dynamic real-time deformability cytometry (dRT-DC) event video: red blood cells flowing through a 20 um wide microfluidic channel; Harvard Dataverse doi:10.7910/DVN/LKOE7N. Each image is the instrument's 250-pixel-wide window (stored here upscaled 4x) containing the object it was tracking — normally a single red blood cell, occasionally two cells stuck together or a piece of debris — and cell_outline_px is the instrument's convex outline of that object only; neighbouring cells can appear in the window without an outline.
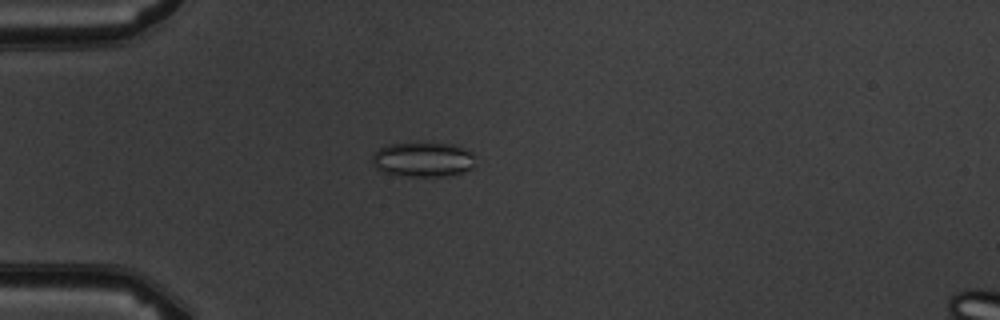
{"species": "common noctule bat (a hibernating species)", "species_latin": "Nyctalus noctula", "temperature_condition": "warm", "stored_images_in_passage": 6, "camera_frame_rate_fps": 3000, "um_per_image_px": 0.085, "animal": {"sex": "male", "body_mass_g": 19.5, "forearm_length_mm": 54.6}, "frame": {"image": 1, "passage_image": 5, "time_ms": 4.667, "image_size_px": [1000, 320], "cell_outline_px": [[472, 168], [460, 172], [444, 176], [408, 176], [384, 172], [376, 168], [372, 160], [372, 156], [380, 148], [388, 144], [452, 144], [464, 148], [472, 152]], "centroid_in_image_um": [35.93, 13.56], "position_along_channel_um": 49.1, "area_um2": 20.23}}